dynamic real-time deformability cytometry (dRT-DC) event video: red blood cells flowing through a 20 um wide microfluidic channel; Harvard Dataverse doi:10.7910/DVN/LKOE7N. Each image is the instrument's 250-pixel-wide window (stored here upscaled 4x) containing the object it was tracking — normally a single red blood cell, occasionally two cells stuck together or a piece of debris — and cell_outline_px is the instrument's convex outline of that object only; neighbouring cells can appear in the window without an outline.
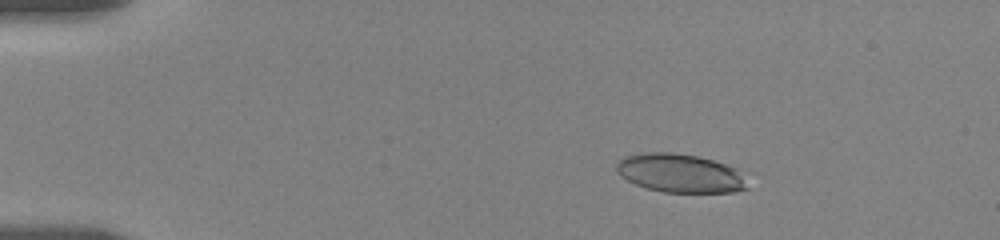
{"species": "human", "species_latin": "Homo sapiens", "temperature_condition": "room temperature", "stored_images_in_passage": 11, "camera_frame_rate_fps": 3000, "um_per_image_px": 0.085, "donor": {"sex": "female"}, "frame": {"image": 1, "passage_image": 4, "time_ms": 2.0, "image_size_px": [1000, 240], "cell_outline_px": [[748, 188], [736, 192], [664, 192], [648, 188], [636, 184], [620, 176], [616, 172], [616, 164], [624, 156], [644, 152], [672, 152], [696, 156], [712, 160], [736, 168]], "centroid_in_image_um": [57.75, 14.72], "position_along_channel_um": 27.2, "area_um2": 29.19}}
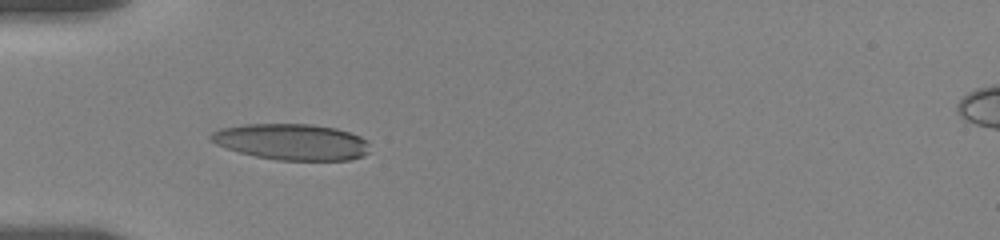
{"frame": {"image": 2, "passage_image": 8, "time_ms": 5.0, "image_size_px": [1000, 240], "cell_outline_px": [[368, 152], [364, 156], [352, 160], [276, 160], [256, 156], [240, 152], [216, 144], [208, 140], [208, 136], [212, 132], [220, 128], [244, 124], [312, 124], [336, 128], [360, 136], [368, 140]], "centroid_in_image_um": [24.79, 12.05], "position_along_channel_um": 60.2, "area_um2": 33.64}}
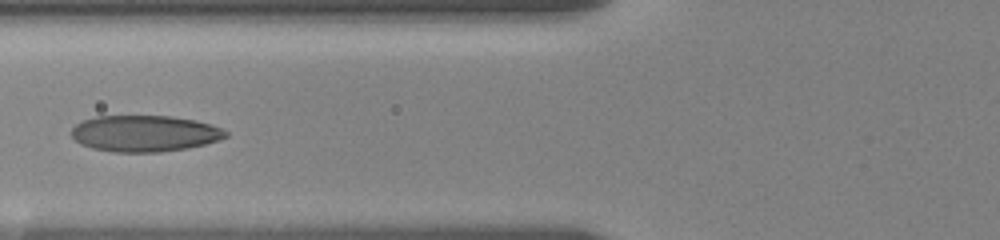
{"frame": {"image": 3, "passage_image": 10, "time_ms": 6.667, "image_size_px": [1000, 240], "cell_outline_px": [[228, 136], [220, 140], [188, 148], [160, 152], [112, 152], [92, 148], [80, 144], [72, 136], [72, 128], [76, 124], [84, 120], [96, 116], [172, 116], [196, 120], [212, 124], [228, 132]], "centroid_in_image_um": [12.31, 11.34], "position_along_channel_um": 113.5, "area_um2": 32.77}}